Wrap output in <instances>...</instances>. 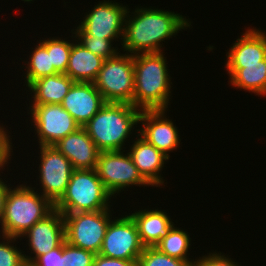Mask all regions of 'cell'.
Here are the masks:
<instances>
[{
	"label": "cell",
	"instance_id": "cell-1",
	"mask_svg": "<svg viewBox=\"0 0 266 266\" xmlns=\"http://www.w3.org/2000/svg\"><path fill=\"white\" fill-rule=\"evenodd\" d=\"M129 13L128 9L120 42L123 51L133 56L164 51L161 48L165 39L175 37L179 31L192 26L183 15L163 9L137 6L131 15Z\"/></svg>",
	"mask_w": 266,
	"mask_h": 266
},
{
	"label": "cell",
	"instance_id": "cell-2",
	"mask_svg": "<svg viewBox=\"0 0 266 266\" xmlns=\"http://www.w3.org/2000/svg\"><path fill=\"white\" fill-rule=\"evenodd\" d=\"M164 52L133 56V106L139 110H167L171 99V77Z\"/></svg>",
	"mask_w": 266,
	"mask_h": 266
},
{
	"label": "cell",
	"instance_id": "cell-3",
	"mask_svg": "<svg viewBox=\"0 0 266 266\" xmlns=\"http://www.w3.org/2000/svg\"><path fill=\"white\" fill-rule=\"evenodd\" d=\"M140 113L131 104L105 103L83 127L100 152L123 150Z\"/></svg>",
	"mask_w": 266,
	"mask_h": 266
},
{
	"label": "cell",
	"instance_id": "cell-4",
	"mask_svg": "<svg viewBox=\"0 0 266 266\" xmlns=\"http://www.w3.org/2000/svg\"><path fill=\"white\" fill-rule=\"evenodd\" d=\"M35 188L21 184L8 189L1 220L2 235L20 238L54 210V205Z\"/></svg>",
	"mask_w": 266,
	"mask_h": 266
},
{
	"label": "cell",
	"instance_id": "cell-5",
	"mask_svg": "<svg viewBox=\"0 0 266 266\" xmlns=\"http://www.w3.org/2000/svg\"><path fill=\"white\" fill-rule=\"evenodd\" d=\"M111 197L96 169H74L66 191L54 205V209L61 213L111 209Z\"/></svg>",
	"mask_w": 266,
	"mask_h": 266
},
{
	"label": "cell",
	"instance_id": "cell-6",
	"mask_svg": "<svg viewBox=\"0 0 266 266\" xmlns=\"http://www.w3.org/2000/svg\"><path fill=\"white\" fill-rule=\"evenodd\" d=\"M93 83L106 103L133 105V55L118 53L113 58L104 59L103 65Z\"/></svg>",
	"mask_w": 266,
	"mask_h": 266
},
{
	"label": "cell",
	"instance_id": "cell-7",
	"mask_svg": "<svg viewBox=\"0 0 266 266\" xmlns=\"http://www.w3.org/2000/svg\"><path fill=\"white\" fill-rule=\"evenodd\" d=\"M62 214L65 224V241L99 254L112 218L111 210Z\"/></svg>",
	"mask_w": 266,
	"mask_h": 266
},
{
	"label": "cell",
	"instance_id": "cell-8",
	"mask_svg": "<svg viewBox=\"0 0 266 266\" xmlns=\"http://www.w3.org/2000/svg\"><path fill=\"white\" fill-rule=\"evenodd\" d=\"M124 152L125 150L105 151L100 152L98 156L96 166L98 177L112 196L121 193L131 185L150 186L139 173L130 154L128 152L124 154Z\"/></svg>",
	"mask_w": 266,
	"mask_h": 266
},
{
	"label": "cell",
	"instance_id": "cell-9",
	"mask_svg": "<svg viewBox=\"0 0 266 266\" xmlns=\"http://www.w3.org/2000/svg\"><path fill=\"white\" fill-rule=\"evenodd\" d=\"M128 9L126 5L114 1H100L91 11L86 12L83 21L71 32L75 36L123 40Z\"/></svg>",
	"mask_w": 266,
	"mask_h": 266
},
{
	"label": "cell",
	"instance_id": "cell-10",
	"mask_svg": "<svg viewBox=\"0 0 266 266\" xmlns=\"http://www.w3.org/2000/svg\"><path fill=\"white\" fill-rule=\"evenodd\" d=\"M39 183L41 195L55 205L63 196L74 168L54 145L40 146Z\"/></svg>",
	"mask_w": 266,
	"mask_h": 266
},
{
	"label": "cell",
	"instance_id": "cell-11",
	"mask_svg": "<svg viewBox=\"0 0 266 266\" xmlns=\"http://www.w3.org/2000/svg\"><path fill=\"white\" fill-rule=\"evenodd\" d=\"M31 124L37 134L39 146H53L73 133L80 125L61 104L29 105Z\"/></svg>",
	"mask_w": 266,
	"mask_h": 266
},
{
	"label": "cell",
	"instance_id": "cell-12",
	"mask_svg": "<svg viewBox=\"0 0 266 266\" xmlns=\"http://www.w3.org/2000/svg\"><path fill=\"white\" fill-rule=\"evenodd\" d=\"M144 248L137 226L127 214L110 220L99 254L108 258L138 260Z\"/></svg>",
	"mask_w": 266,
	"mask_h": 266
},
{
	"label": "cell",
	"instance_id": "cell-13",
	"mask_svg": "<svg viewBox=\"0 0 266 266\" xmlns=\"http://www.w3.org/2000/svg\"><path fill=\"white\" fill-rule=\"evenodd\" d=\"M28 238L30 256L23 254L24 259L32 263L37 257L45 255L54 248H57L65 240V224L63 214L53 210L43 220L35 223L22 238ZM32 254H35L32 256Z\"/></svg>",
	"mask_w": 266,
	"mask_h": 266
},
{
	"label": "cell",
	"instance_id": "cell-14",
	"mask_svg": "<svg viewBox=\"0 0 266 266\" xmlns=\"http://www.w3.org/2000/svg\"><path fill=\"white\" fill-rule=\"evenodd\" d=\"M166 110H141L139 123L142 128L137 132L157 150L170 158V152L177 150L181 142L178 127L167 119Z\"/></svg>",
	"mask_w": 266,
	"mask_h": 266
},
{
	"label": "cell",
	"instance_id": "cell-15",
	"mask_svg": "<svg viewBox=\"0 0 266 266\" xmlns=\"http://www.w3.org/2000/svg\"><path fill=\"white\" fill-rule=\"evenodd\" d=\"M105 103L94 83L75 82L61 105L83 127Z\"/></svg>",
	"mask_w": 266,
	"mask_h": 266
},
{
	"label": "cell",
	"instance_id": "cell-16",
	"mask_svg": "<svg viewBox=\"0 0 266 266\" xmlns=\"http://www.w3.org/2000/svg\"><path fill=\"white\" fill-rule=\"evenodd\" d=\"M54 146L67 157L74 169H96L100 151L84 127L60 139Z\"/></svg>",
	"mask_w": 266,
	"mask_h": 266
},
{
	"label": "cell",
	"instance_id": "cell-17",
	"mask_svg": "<svg viewBox=\"0 0 266 266\" xmlns=\"http://www.w3.org/2000/svg\"><path fill=\"white\" fill-rule=\"evenodd\" d=\"M136 137L130 149L126 151H129L128 153L139 173L151 186H163L164 179L160 172H162L165 161L169 160V157L157 150L140 134Z\"/></svg>",
	"mask_w": 266,
	"mask_h": 266
},
{
	"label": "cell",
	"instance_id": "cell-18",
	"mask_svg": "<svg viewBox=\"0 0 266 266\" xmlns=\"http://www.w3.org/2000/svg\"><path fill=\"white\" fill-rule=\"evenodd\" d=\"M231 49L226 53L225 65H252L259 64L266 58V33L265 31L248 28L234 41Z\"/></svg>",
	"mask_w": 266,
	"mask_h": 266
},
{
	"label": "cell",
	"instance_id": "cell-19",
	"mask_svg": "<svg viewBox=\"0 0 266 266\" xmlns=\"http://www.w3.org/2000/svg\"><path fill=\"white\" fill-rule=\"evenodd\" d=\"M129 215L134 220L141 243L145 247H154L175 225L166 212L158 209L136 210Z\"/></svg>",
	"mask_w": 266,
	"mask_h": 266
},
{
	"label": "cell",
	"instance_id": "cell-20",
	"mask_svg": "<svg viewBox=\"0 0 266 266\" xmlns=\"http://www.w3.org/2000/svg\"><path fill=\"white\" fill-rule=\"evenodd\" d=\"M73 41L66 70L74 82L93 83L103 65L104 59L80 44L76 38Z\"/></svg>",
	"mask_w": 266,
	"mask_h": 266
},
{
	"label": "cell",
	"instance_id": "cell-21",
	"mask_svg": "<svg viewBox=\"0 0 266 266\" xmlns=\"http://www.w3.org/2000/svg\"><path fill=\"white\" fill-rule=\"evenodd\" d=\"M75 82L66 74L57 73L34 81L28 88L31 105L61 104Z\"/></svg>",
	"mask_w": 266,
	"mask_h": 266
},
{
	"label": "cell",
	"instance_id": "cell-22",
	"mask_svg": "<svg viewBox=\"0 0 266 266\" xmlns=\"http://www.w3.org/2000/svg\"><path fill=\"white\" fill-rule=\"evenodd\" d=\"M230 84L234 88L247 90L256 95H266V58L259 64L225 65Z\"/></svg>",
	"mask_w": 266,
	"mask_h": 266
},
{
	"label": "cell",
	"instance_id": "cell-23",
	"mask_svg": "<svg viewBox=\"0 0 266 266\" xmlns=\"http://www.w3.org/2000/svg\"><path fill=\"white\" fill-rule=\"evenodd\" d=\"M35 48H32L29 61H25L26 75H24L25 85L28 88L34 81L45 76L55 75L58 72L54 69L51 59V51L40 42Z\"/></svg>",
	"mask_w": 266,
	"mask_h": 266
},
{
	"label": "cell",
	"instance_id": "cell-24",
	"mask_svg": "<svg viewBox=\"0 0 266 266\" xmlns=\"http://www.w3.org/2000/svg\"><path fill=\"white\" fill-rule=\"evenodd\" d=\"M190 243L191 238L188 232L183 231L174 225L169 234L162 238L154 247L157 248L161 253L167 254L170 257L188 261L193 266L196 259L192 260L188 256V249H190L191 245Z\"/></svg>",
	"mask_w": 266,
	"mask_h": 266
},
{
	"label": "cell",
	"instance_id": "cell-25",
	"mask_svg": "<svg viewBox=\"0 0 266 266\" xmlns=\"http://www.w3.org/2000/svg\"><path fill=\"white\" fill-rule=\"evenodd\" d=\"M40 42L46 47L47 51H51V59L54 69L58 73L65 74L73 42L59 37L43 39L40 40Z\"/></svg>",
	"mask_w": 266,
	"mask_h": 266
},
{
	"label": "cell",
	"instance_id": "cell-26",
	"mask_svg": "<svg viewBox=\"0 0 266 266\" xmlns=\"http://www.w3.org/2000/svg\"><path fill=\"white\" fill-rule=\"evenodd\" d=\"M96 254L79 247L62 242L60 266H93Z\"/></svg>",
	"mask_w": 266,
	"mask_h": 266
},
{
	"label": "cell",
	"instance_id": "cell-27",
	"mask_svg": "<svg viewBox=\"0 0 266 266\" xmlns=\"http://www.w3.org/2000/svg\"><path fill=\"white\" fill-rule=\"evenodd\" d=\"M137 266H192L188 261L161 253L155 247H145L137 260Z\"/></svg>",
	"mask_w": 266,
	"mask_h": 266
},
{
	"label": "cell",
	"instance_id": "cell-28",
	"mask_svg": "<svg viewBox=\"0 0 266 266\" xmlns=\"http://www.w3.org/2000/svg\"><path fill=\"white\" fill-rule=\"evenodd\" d=\"M76 38L77 41L82 44L87 50L91 51L93 54L101 56L103 59H110L115 57L118 52V46L114 47V40L118 39H106V38H96L93 36H71V38ZM113 46V47H112ZM117 48V49H116Z\"/></svg>",
	"mask_w": 266,
	"mask_h": 266
},
{
	"label": "cell",
	"instance_id": "cell-29",
	"mask_svg": "<svg viewBox=\"0 0 266 266\" xmlns=\"http://www.w3.org/2000/svg\"><path fill=\"white\" fill-rule=\"evenodd\" d=\"M0 239H2V241H0V266L21 265L25 261L23 256L24 251L17 248V245L14 246V242H17L16 239L20 238L4 236L0 234Z\"/></svg>",
	"mask_w": 266,
	"mask_h": 266
},
{
	"label": "cell",
	"instance_id": "cell-30",
	"mask_svg": "<svg viewBox=\"0 0 266 266\" xmlns=\"http://www.w3.org/2000/svg\"><path fill=\"white\" fill-rule=\"evenodd\" d=\"M193 266H241L237 262L231 260L228 255H224L221 252H211L208 255L199 257L196 259Z\"/></svg>",
	"mask_w": 266,
	"mask_h": 266
},
{
	"label": "cell",
	"instance_id": "cell-31",
	"mask_svg": "<svg viewBox=\"0 0 266 266\" xmlns=\"http://www.w3.org/2000/svg\"><path fill=\"white\" fill-rule=\"evenodd\" d=\"M1 125V124H0ZM8 130L0 126V170L5 169L6 164L12 159L10 156L12 151V138H10Z\"/></svg>",
	"mask_w": 266,
	"mask_h": 266
},
{
	"label": "cell",
	"instance_id": "cell-32",
	"mask_svg": "<svg viewBox=\"0 0 266 266\" xmlns=\"http://www.w3.org/2000/svg\"><path fill=\"white\" fill-rule=\"evenodd\" d=\"M62 257V243L57 247L37 257L33 262L32 266H60Z\"/></svg>",
	"mask_w": 266,
	"mask_h": 266
},
{
	"label": "cell",
	"instance_id": "cell-33",
	"mask_svg": "<svg viewBox=\"0 0 266 266\" xmlns=\"http://www.w3.org/2000/svg\"><path fill=\"white\" fill-rule=\"evenodd\" d=\"M93 266H137V260L108 258L100 254H96Z\"/></svg>",
	"mask_w": 266,
	"mask_h": 266
},
{
	"label": "cell",
	"instance_id": "cell-34",
	"mask_svg": "<svg viewBox=\"0 0 266 266\" xmlns=\"http://www.w3.org/2000/svg\"><path fill=\"white\" fill-rule=\"evenodd\" d=\"M10 185H7L2 178H0V225L4 211V202Z\"/></svg>",
	"mask_w": 266,
	"mask_h": 266
},
{
	"label": "cell",
	"instance_id": "cell-35",
	"mask_svg": "<svg viewBox=\"0 0 266 266\" xmlns=\"http://www.w3.org/2000/svg\"><path fill=\"white\" fill-rule=\"evenodd\" d=\"M19 266H32V263L28 262V261H24L21 265Z\"/></svg>",
	"mask_w": 266,
	"mask_h": 266
}]
</instances>
